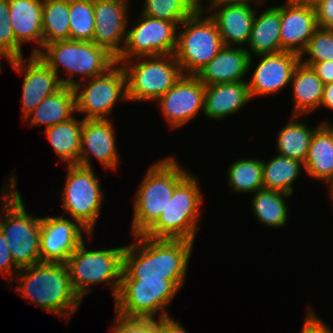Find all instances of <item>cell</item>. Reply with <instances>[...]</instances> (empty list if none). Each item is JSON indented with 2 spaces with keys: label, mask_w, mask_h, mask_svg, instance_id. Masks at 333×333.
Returning <instances> with one entry per match:
<instances>
[{
  "label": "cell",
  "mask_w": 333,
  "mask_h": 333,
  "mask_svg": "<svg viewBox=\"0 0 333 333\" xmlns=\"http://www.w3.org/2000/svg\"><path fill=\"white\" fill-rule=\"evenodd\" d=\"M133 237L135 241L125 246L121 279H168L181 290L194 242L144 235Z\"/></svg>",
  "instance_id": "obj_1"
},
{
  "label": "cell",
  "mask_w": 333,
  "mask_h": 333,
  "mask_svg": "<svg viewBox=\"0 0 333 333\" xmlns=\"http://www.w3.org/2000/svg\"><path fill=\"white\" fill-rule=\"evenodd\" d=\"M15 277L20 281L16 293L61 319L73 315L83 301L73 289L64 263L39 262L21 268Z\"/></svg>",
  "instance_id": "obj_2"
},
{
  "label": "cell",
  "mask_w": 333,
  "mask_h": 333,
  "mask_svg": "<svg viewBox=\"0 0 333 333\" xmlns=\"http://www.w3.org/2000/svg\"><path fill=\"white\" fill-rule=\"evenodd\" d=\"M16 184L17 178L13 174L8 185L4 186V191H1L3 202L0 207L3 216H0V230L15 265L21 269L41 262V217H34L26 212Z\"/></svg>",
  "instance_id": "obj_3"
},
{
  "label": "cell",
  "mask_w": 333,
  "mask_h": 333,
  "mask_svg": "<svg viewBox=\"0 0 333 333\" xmlns=\"http://www.w3.org/2000/svg\"><path fill=\"white\" fill-rule=\"evenodd\" d=\"M189 173L173 156L149 168L133 201V236L143 235L158 220L170 202L175 187Z\"/></svg>",
  "instance_id": "obj_4"
},
{
  "label": "cell",
  "mask_w": 333,
  "mask_h": 333,
  "mask_svg": "<svg viewBox=\"0 0 333 333\" xmlns=\"http://www.w3.org/2000/svg\"><path fill=\"white\" fill-rule=\"evenodd\" d=\"M58 76L62 85L74 87L81 79H91L104 74L115 63V57L104 47L92 41L63 40L47 44L37 54ZM62 67L69 76L61 78L58 75Z\"/></svg>",
  "instance_id": "obj_5"
},
{
  "label": "cell",
  "mask_w": 333,
  "mask_h": 333,
  "mask_svg": "<svg viewBox=\"0 0 333 333\" xmlns=\"http://www.w3.org/2000/svg\"><path fill=\"white\" fill-rule=\"evenodd\" d=\"M198 179L189 173L174 189L158 220L143 234L154 239L195 241L203 203Z\"/></svg>",
  "instance_id": "obj_6"
},
{
  "label": "cell",
  "mask_w": 333,
  "mask_h": 333,
  "mask_svg": "<svg viewBox=\"0 0 333 333\" xmlns=\"http://www.w3.org/2000/svg\"><path fill=\"white\" fill-rule=\"evenodd\" d=\"M86 246L84 240L65 263L73 289L83 300L91 292L90 285L107 283L115 299L122 278L125 246L101 250H88Z\"/></svg>",
  "instance_id": "obj_7"
},
{
  "label": "cell",
  "mask_w": 333,
  "mask_h": 333,
  "mask_svg": "<svg viewBox=\"0 0 333 333\" xmlns=\"http://www.w3.org/2000/svg\"><path fill=\"white\" fill-rule=\"evenodd\" d=\"M203 5L180 24L184 29L177 33L174 56L183 75H196L224 47L216 22L209 15L204 17L207 7Z\"/></svg>",
  "instance_id": "obj_8"
},
{
  "label": "cell",
  "mask_w": 333,
  "mask_h": 333,
  "mask_svg": "<svg viewBox=\"0 0 333 333\" xmlns=\"http://www.w3.org/2000/svg\"><path fill=\"white\" fill-rule=\"evenodd\" d=\"M116 63L125 71L127 101L130 102H157L183 75L174 54L138 57Z\"/></svg>",
  "instance_id": "obj_9"
},
{
  "label": "cell",
  "mask_w": 333,
  "mask_h": 333,
  "mask_svg": "<svg viewBox=\"0 0 333 333\" xmlns=\"http://www.w3.org/2000/svg\"><path fill=\"white\" fill-rule=\"evenodd\" d=\"M179 288L168 279L142 280L121 279L115 297V313L125 317L154 318L169 317L167 309Z\"/></svg>",
  "instance_id": "obj_10"
},
{
  "label": "cell",
  "mask_w": 333,
  "mask_h": 333,
  "mask_svg": "<svg viewBox=\"0 0 333 333\" xmlns=\"http://www.w3.org/2000/svg\"><path fill=\"white\" fill-rule=\"evenodd\" d=\"M66 168L67 177L61 194L62 207L92 234L105 198L101 183L93 167L74 164Z\"/></svg>",
  "instance_id": "obj_11"
},
{
  "label": "cell",
  "mask_w": 333,
  "mask_h": 333,
  "mask_svg": "<svg viewBox=\"0 0 333 333\" xmlns=\"http://www.w3.org/2000/svg\"><path fill=\"white\" fill-rule=\"evenodd\" d=\"M87 81L84 84L82 80L73 87L76 113L84 114L85 120L109 119L113 107L122 100H128L126 75L119 63Z\"/></svg>",
  "instance_id": "obj_12"
},
{
  "label": "cell",
  "mask_w": 333,
  "mask_h": 333,
  "mask_svg": "<svg viewBox=\"0 0 333 333\" xmlns=\"http://www.w3.org/2000/svg\"><path fill=\"white\" fill-rule=\"evenodd\" d=\"M175 22L141 14L136 25L126 31V40L116 62L138 57L174 54L177 46ZM135 55V56H134Z\"/></svg>",
  "instance_id": "obj_13"
},
{
  "label": "cell",
  "mask_w": 333,
  "mask_h": 333,
  "mask_svg": "<svg viewBox=\"0 0 333 333\" xmlns=\"http://www.w3.org/2000/svg\"><path fill=\"white\" fill-rule=\"evenodd\" d=\"M41 217L40 256L41 262L66 263L68 257L84 241L83 232H88L76 220L65 217Z\"/></svg>",
  "instance_id": "obj_14"
},
{
  "label": "cell",
  "mask_w": 333,
  "mask_h": 333,
  "mask_svg": "<svg viewBox=\"0 0 333 333\" xmlns=\"http://www.w3.org/2000/svg\"><path fill=\"white\" fill-rule=\"evenodd\" d=\"M205 85L195 75H182L157 101L170 128H180L204 110ZM166 117V118H165Z\"/></svg>",
  "instance_id": "obj_15"
},
{
  "label": "cell",
  "mask_w": 333,
  "mask_h": 333,
  "mask_svg": "<svg viewBox=\"0 0 333 333\" xmlns=\"http://www.w3.org/2000/svg\"><path fill=\"white\" fill-rule=\"evenodd\" d=\"M7 62L17 73L24 75L21 99L24 118L62 86L57 74L38 55L30 54V58H15Z\"/></svg>",
  "instance_id": "obj_16"
},
{
  "label": "cell",
  "mask_w": 333,
  "mask_h": 333,
  "mask_svg": "<svg viewBox=\"0 0 333 333\" xmlns=\"http://www.w3.org/2000/svg\"><path fill=\"white\" fill-rule=\"evenodd\" d=\"M128 8V0H94L95 28L92 42L104 47L115 58L125 44L129 24Z\"/></svg>",
  "instance_id": "obj_17"
},
{
  "label": "cell",
  "mask_w": 333,
  "mask_h": 333,
  "mask_svg": "<svg viewBox=\"0 0 333 333\" xmlns=\"http://www.w3.org/2000/svg\"><path fill=\"white\" fill-rule=\"evenodd\" d=\"M257 56L262 59L247 81L251 99L272 95L288 86L295 67L301 61L300 55L288 51Z\"/></svg>",
  "instance_id": "obj_18"
},
{
  "label": "cell",
  "mask_w": 333,
  "mask_h": 333,
  "mask_svg": "<svg viewBox=\"0 0 333 333\" xmlns=\"http://www.w3.org/2000/svg\"><path fill=\"white\" fill-rule=\"evenodd\" d=\"M281 52H293L301 56L318 28L315 9L306 3L286 0L280 5Z\"/></svg>",
  "instance_id": "obj_19"
},
{
  "label": "cell",
  "mask_w": 333,
  "mask_h": 333,
  "mask_svg": "<svg viewBox=\"0 0 333 333\" xmlns=\"http://www.w3.org/2000/svg\"><path fill=\"white\" fill-rule=\"evenodd\" d=\"M113 128L114 125L110 119H84L79 165L92 167L89 158L90 155H93L104 168L117 169L120 156L116 149V136Z\"/></svg>",
  "instance_id": "obj_20"
},
{
  "label": "cell",
  "mask_w": 333,
  "mask_h": 333,
  "mask_svg": "<svg viewBox=\"0 0 333 333\" xmlns=\"http://www.w3.org/2000/svg\"><path fill=\"white\" fill-rule=\"evenodd\" d=\"M252 61L243 46H224L195 76L205 86L245 81L243 77L251 69Z\"/></svg>",
  "instance_id": "obj_21"
},
{
  "label": "cell",
  "mask_w": 333,
  "mask_h": 333,
  "mask_svg": "<svg viewBox=\"0 0 333 333\" xmlns=\"http://www.w3.org/2000/svg\"><path fill=\"white\" fill-rule=\"evenodd\" d=\"M210 11L207 14L216 22L224 46L248 44L256 13L251 4H223Z\"/></svg>",
  "instance_id": "obj_22"
},
{
  "label": "cell",
  "mask_w": 333,
  "mask_h": 333,
  "mask_svg": "<svg viewBox=\"0 0 333 333\" xmlns=\"http://www.w3.org/2000/svg\"><path fill=\"white\" fill-rule=\"evenodd\" d=\"M8 4L15 40L21 46L25 42L34 41L37 45L31 55H37L43 49V0H8Z\"/></svg>",
  "instance_id": "obj_23"
},
{
  "label": "cell",
  "mask_w": 333,
  "mask_h": 333,
  "mask_svg": "<svg viewBox=\"0 0 333 333\" xmlns=\"http://www.w3.org/2000/svg\"><path fill=\"white\" fill-rule=\"evenodd\" d=\"M251 99L247 81L205 86L203 114L221 120L235 114Z\"/></svg>",
  "instance_id": "obj_24"
},
{
  "label": "cell",
  "mask_w": 333,
  "mask_h": 333,
  "mask_svg": "<svg viewBox=\"0 0 333 333\" xmlns=\"http://www.w3.org/2000/svg\"><path fill=\"white\" fill-rule=\"evenodd\" d=\"M321 122L316 126L304 169L313 179L328 184L333 178V124Z\"/></svg>",
  "instance_id": "obj_25"
},
{
  "label": "cell",
  "mask_w": 333,
  "mask_h": 333,
  "mask_svg": "<svg viewBox=\"0 0 333 333\" xmlns=\"http://www.w3.org/2000/svg\"><path fill=\"white\" fill-rule=\"evenodd\" d=\"M76 113L73 87L62 85L56 92L48 95L23 120L30 125H46L45 129L71 119Z\"/></svg>",
  "instance_id": "obj_26"
},
{
  "label": "cell",
  "mask_w": 333,
  "mask_h": 333,
  "mask_svg": "<svg viewBox=\"0 0 333 333\" xmlns=\"http://www.w3.org/2000/svg\"><path fill=\"white\" fill-rule=\"evenodd\" d=\"M280 27V6L268 7L258 17L255 14L247 44L250 50L246 48L249 55L281 52Z\"/></svg>",
  "instance_id": "obj_27"
},
{
  "label": "cell",
  "mask_w": 333,
  "mask_h": 333,
  "mask_svg": "<svg viewBox=\"0 0 333 333\" xmlns=\"http://www.w3.org/2000/svg\"><path fill=\"white\" fill-rule=\"evenodd\" d=\"M290 84L293 88V115L303 116L320 108L324 83L312 67L300 61L293 71Z\"/></svg>",
  "instance_id": "obj_28"
},
{
  "label": "cell",
  "mask_w": 333,
  "mask_h": 333,
  "mask_svg": "<svg viewBox=\"0 0 333 333\" xmlns=\"http://www.w3.org/2000/svg\"><path fill=\"white\" fill-rule=\"evenodd\" d=\"M83 121L72 117L69 120L45 129L47 138L66 165L78 164L81 152V136Z\"/></svg>",
  "instance_id": "obj_29"
},
{
  "label": "cell",
  "mask_w": 333,
  "mask_h": 333,
  "mask_svg": "<svg viewBox=\"0 0 333 333\" xmlns=\"http://www.w3.org/2000/svg\"><path fill=\"white\" fill-rule=\"evenodd\" d=\"M262 165L263 189L276 190L289 195L293 194V183L298 180L301 170L305 168L300 161L280 154L267 162L262 159Z\"/></svg>",
  "instance_id": "obj_30"
},
{
  "label": "cell",
  "mask_w": 333,
  "mask_h": 333,
  "mask_svg": "<svg viewBox=\"0 0 333 333\" xmlns=\"http://www.w3.org/2000/svg\"><path fill=\"white\" fill-rule=\"evenodd\" d=\"M292 116L293 119L288 121L277 134L276 149L278 154L304 164L316 127L311 129L304 122H298L299 120L294 119L299 115Z\"/></svg>",
  "instance_id": "obj_31"
},
{
  "label": "cell",
  "mask_w": 333,
  "mask_h": 333,
  "mask_svg": "<svg viewBox=\"0 0 333 333\" xmlns=\"http://www.w3.org/2000/svg\"><path fill=\"white\" fill-rule=\"evenodd\" d=\"M254 194L251 210L257 220L272 228L284 227L288 220V206L284 198L291 195L266 189L257 190Z\"/></svg>",
  "instance_id": "obj_32"
},
{
  "label": "cell",
  "mask_w": 333,
  "mask_h": 333,
  "mask_svg": "<svg viewBox=\"0 0 333 333\" xmlns=\"http://www.w3.org/2000/svg\"><path fill=\"white\" fill-rule=\"evenodd\" d=\"M69 0H43V48L52 42L70 40Z\"/></svg>",
  "instance_id": "obj_33"
},
{
  "label": "cell",
  "mask_w": 333,
  "mask_h": 333,
  "mask_svg": "<svg viewBox=\"0 0 333 333\" xmlns=\"http://www.w3.org/2000/svg\"><path fill=\"white\" fill-rule=\"evenodd\" d=\"M228 185L237 193H252L263 189L261 159H238L228 168Z\"/></svg>",
  "instance_id": "obj_34"
},
{
  "label": "cell",
  "mask_w": 333,
  "mask_h": 333,
  "mask_svg": "<svg viewBox=\"0 0 333 333\" xmlns=\"http://www.w3.org/2000/svg\"><path fill=\"white\" fill-rule=\"evenodd\" d=\"M198 9L199 5L194 0H145L140 14L180 25Z\"/></svg>",
  "instance_id": "obj_35"
},
{
  "label": "cell",
  "mask_w": 333,
  "mask_h": 333,
  "mask_svg": "<svg viewBox=\"0 0 333 333\" xmlns=\"http://www.w3.org/2000/svg\"><path fill=\"white\" fill-rule=\"evenodd\" d=\"M70 40L92 41L94 36V0H69Z\"/></svg>",
  "instance_id": "obj_36"
},
{
  "label": "cell",
  "mask_w": 333,
  "mask_h": 333,
  "mask_svg": "<svg viewBox=\"0 0 333 333\" xmlns=\"http://www.w3.org/2000/svg\"><path fill=\"white\" fill-rule=\"evenodd\" d=\"M305 55L309 58L304 60ZM323 61H333V29L318 27L306 50L301 54V62L317 63Z\"/></svg>",
  "instance_id": "obj_37"
},
{
  "label": "cell",
  "mask_w": 333,
  "mask_h": 333,
  "mask_svg": "<svg viewBox=\"0 0 333 333\" xmlns=\"http://www.w3.org/2000/svg\"><path fill=\"white\" fill-rule=\"evenodd\" d=\"M0 56L7 61L23 58L22 46L15 40L9 20L8 0H0Z\"/></svg>",
  "instance_id": "obj_38"
},
{
  "label": "cell",
  "mask_w": 333,
  "mask_h": 333,
  "mask_svg": "<svg viewBox=\"0 0 333 333\" xmlns=\"http://www.w3.org/2000/svg\"><path fill=\"white\" fill-rule=\"evenodd\" d=\"M114 321L112 333H155L156 330L154 318L125 317L115 313Z\"/></svg>",
  "instance_id": "obj_39"
},
{
  "label": "cell",
  "mask_w": 333,
  "mask_h": 333,
  "mask_svg": "<svg viewBox=\"0 0 333 333\" xmlns=\"http://www.w3.org/2000/svg\"><path fill=\"white\" fill-rule=\"evenodd\" d=\"M19 270L20 269L15 265L12 259L7 241L0 230V274L2 273L3 276L5 275L4 277L10 275L11 278L16 275Z\"/></svg>",
  "instance_id": "obj_40"
},
{
  "label": "cell",
  "mask_w": 333,
  "mask_h": 333,
  "mask_svg": "<svg viewBox=\"0 0 333 333\" xmlns=\"http://www.w3.org/2000/svg\"><path fill=\"white\" fill-rule=\"evenodd\" d=\"M304 325L300 333H333L330 327L317 317V314L310 307L307 309ZM327 325V326H326Z\"/></svg>",
  "instance_id": "obj_41"
},
{
  "label": "cell",
  "mask_w": 333,
  "mask_h": 333,
  "mask_svg": "<svg viewBox=\"0 0 333 333\" xmlns=\"http://www.w3.org/2000/svg\"><path fill=\"white\" fill-rule=\"evenodd\" d=\"M317 26L333 29V0H326L315 8Z\"/></svg>",
  "instance_id": "obj_42"
},
{
  "label": "cell",
  "mask_w": 333,
  "mask_h": 333,
  "mask_svg": "<svg viewBox=\"0 0 333 333\" xmlns=\"http://www.w3.org/2000/svg\"><path fill=\"white\" fill-rule=\"evenodd\" d=\"M158 320V321H157ZM155 333H188L172 316L156 319Z\"/></svg>",
  "instance_id": "obj_43"
},
{
  "label": "cell",
  "mask_w": 333,
  "mask_h": 333,
  "mask_svg": "<svg viewBox=\"0 0 333 333\" xmlns=\"http://www.w3.org/2000/svg\"><path fill=\"white\" fill-rule=\"evenodd\" d=\"M312 67L317 76L323 81L324 84L333 82V61H323L317 63H303Z\"/></svg>",
  "instance_id": "obj_44"
},
{
  "label": "cell",
  "mask_w": 333,
  "mask_h": 333,
  "mask_svg": "<svg viewBox=\"0 0 333 333\" xmlns=\"http://www.w3.org/2000/svg\"><path fill=\"white\" fill-rule=\"evenodd\" d=\"M209 4L208 5V11L210 12V10L214 7V6H220L223 4H234V3H245V4H255L257 3V6H260L262 4H264L266 1L265 0H208Z\"/></svg>",
  "instance_id": "obj_45"
},
{
  "label": "cell",
  "mask_w": 333,
  "mask_h": 333,
  "mask_svg": "<svg viewBox=\"0 0 333 333\" xmlns=\"http://www.w3.org/2000/svg\"><path fill=\"white\" fill-rule=\"evenodd\" d=\"M325 106L333 110V82L324 84L322 102L320 108Z\"/></svg>",
  "instance_id": "obj_46"
},
{
  "label": "cell",
  "mask_w": 333,
  "mask_h": 333,
  "mask_svg": "<svg viewBox=\"0 0 333 333\" xmlns=\"http://www.w3.org/2000/svg\"><path fill=\"white\" fill-rule=\"evenodd\" d=\"M325 1L326 0H308L306 4L315 9L318 5L324 3Z\"/></svg>",
  "instance_id": "obj_47"
},
{
  "label": "cell",
  "mask_w": 333,
  "mask_h": 333,
  "mask_svg": "<svg viewBox=\"0 0 333 333\" xmlns=\"http://www.w3.org/2000/svg\"><path fill=\"white\" fill-rule=\"evenodd\" d=\"M328 185H329V188L331 189L329 194H330L331 200L333 201V178L328 182Z\"/></svg>",
  "instance_id": "obj_48"
},
{
  "label": "cell",
  "mask_w": 333,
  "mask_h": 333,
  "mask_svg": "<svg viewBox=\"0 0 333 333\" xmlns=\"http://www.w3.org/2000/svg\"><path fill=\"white\" fill-rule=\"evenodd\" d=\"M291 2H295V3H306L308 0H289Z\"/></svg>",
  "instance_id": "obj_49"
},
{
  "label": "cell",
  "mask_w": 333,
  "mask_h": 333,
  "mask_svg": "<svg viewBox=\"0 0 333 333\" xmlns=\"http://www.w3.org/2000/svg\"><path fill=\"white\" fill-rule=\"evenodd\" d=\"M198 5H200L201 4V0H194Z\"/></svg>",
  "instance_id": "obj_50"
}]
</instances>
